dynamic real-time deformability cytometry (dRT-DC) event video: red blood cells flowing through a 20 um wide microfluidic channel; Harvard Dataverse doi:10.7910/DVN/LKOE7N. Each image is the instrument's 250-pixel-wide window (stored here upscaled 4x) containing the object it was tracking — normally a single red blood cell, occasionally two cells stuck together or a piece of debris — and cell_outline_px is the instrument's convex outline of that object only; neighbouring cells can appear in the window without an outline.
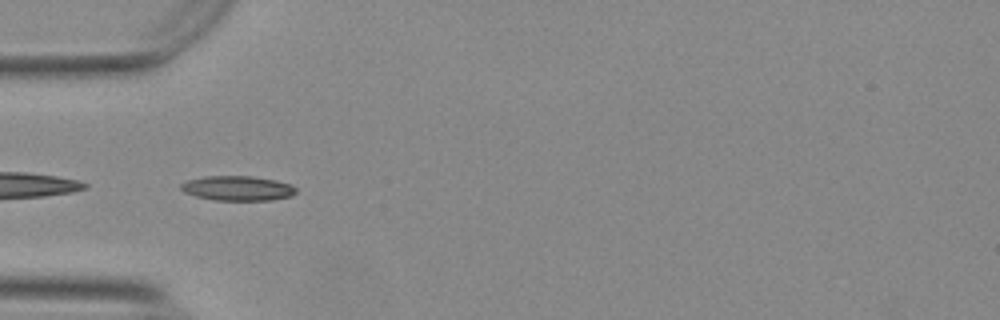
{"species": "Egyptian fruit bat (a non-hibernating species)", "species_latin": "Rousettus aegyptiacus", "temperature_condition": "warm", "stored_images_in_passage": 38, "camera_frame_rate_fps": 3000, "um_per_image_px": 0.085, "animal": {"sex": "female"}, "frame": {"image": 1, "passage_image": 1, "time_ms": 0.0, "image_size_px": [1000, 320], "cell_outline_px": [[296, 192], [292, 196], [272, 200], [212, 200], [196, 196], [184, 192], [180, 188], [180, 184], [188, 180], [204, 176], [252, 176], [276, 180], [292, 184], [296, 188]], "centroid_in_image_um": [20.21, 16.0], "position_along_channel_um": 64.8, "area_um2": 16.7}}
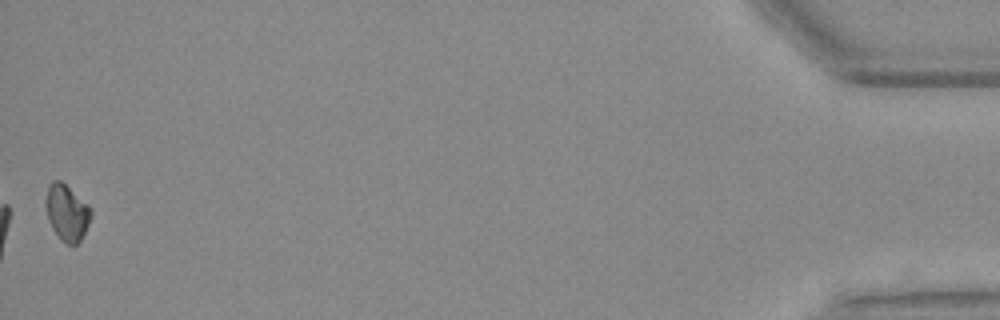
{"frame": {"image": 2, "passage_image": 38, "time_ms": 12.333, "image_size_px": [1000, 320], "cell_outline_px": [[92, 216], [80, 240], [76, 244], [68, 244], [60, 240], [52, 228], [48, 220], [48, 188], [52, 180], [60, 180], [88, 204], [92, 212]], "centroid_in_image_um": [5.72, 18.09], "position_along_channel_um": 429.5, "area_um2": 14.28}, "authors_computed_cell_mechanics": {"area_um2": 14.6812, "velocity_mm_per_s": 3.7391, "shape_relaxation_time_tau1_ms": 5.7063, "shape_relaxation_time_tau2_ms": null, "deformation_change_tau1": 0.0892, "deformation_change_tau2": null}}